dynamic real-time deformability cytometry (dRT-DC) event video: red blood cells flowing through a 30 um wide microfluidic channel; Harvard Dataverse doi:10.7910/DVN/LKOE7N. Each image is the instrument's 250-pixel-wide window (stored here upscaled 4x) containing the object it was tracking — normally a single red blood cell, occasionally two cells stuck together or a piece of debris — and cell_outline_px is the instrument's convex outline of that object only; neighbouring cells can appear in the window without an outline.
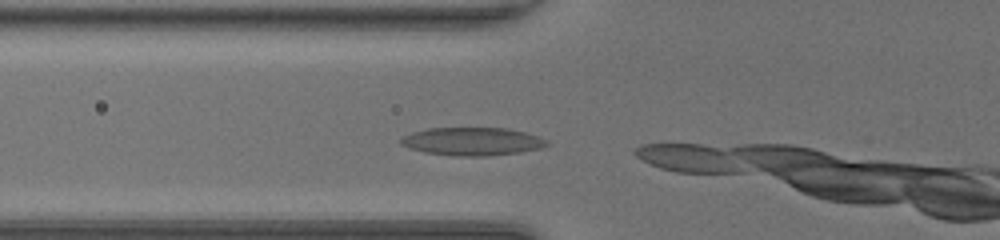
{"species": "common noctule bat (a hibernating species)", "species_latin": "Nyctalus noctula", "temperature_condition": "room temperature", "stored_images_in_passage": 10, "camera_frame_rate_fps": 3000, "um_per_image_px": 0.085, "animal": {"sex": "female", "body_mass_g": 20.0, "forearm_length_mm": 54.0}, "frame": {"image": 1, "passage_image": 5, "time_ms": 1.333, "image_size_px": [1000, 240], "cell_outline_px": [[720, 172], [688, 172], [668, 168], [656, 164], [648, 160], [644, 148], [656, 144], [688, 144], [708, 148]], "centroid_in_image_um": [57.99, 13.39], "position_along_channel_um": 67.8, "area_um2": 11.62}}